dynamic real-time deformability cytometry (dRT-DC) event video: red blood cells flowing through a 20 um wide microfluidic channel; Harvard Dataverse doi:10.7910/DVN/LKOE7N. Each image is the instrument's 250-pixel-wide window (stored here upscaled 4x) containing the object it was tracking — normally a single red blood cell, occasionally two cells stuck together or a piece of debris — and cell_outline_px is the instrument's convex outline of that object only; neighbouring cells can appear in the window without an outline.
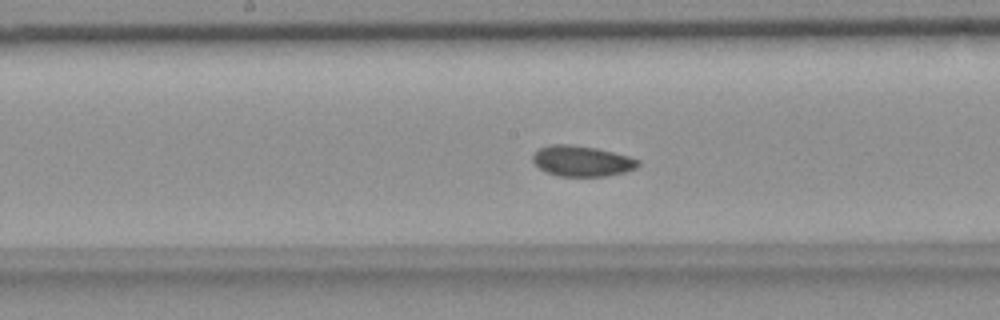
{"species": "common noctule bat (a hibernating species)", "species_latin": "Nyctalus noctula", "temperature_condition": "room temperature", "stored_images_in_passage": 38, "camera_frame_rate_fps": 3000, "um_per_image_px": 0.085, "animal": {"sex": "female", "body_mass_g": 18.4}, "frame": {"image": 1, "passage_image": 11, "time_ms": 3.333, "image_size_px": [1000, 320], "cell_outline_px": [[640, 164], [636, 168], [624, 172], [604, 176], [560, 176], [548, 172], [540, 168], [532, 160], [532, 152], [548, 144], [572, 144], [596, 148], [628, 156], [640, 160]], "centroid_in_image_um": [49.44, 13.67], "position_along_channel_um": 198.8, "area_um2": 18.79}}
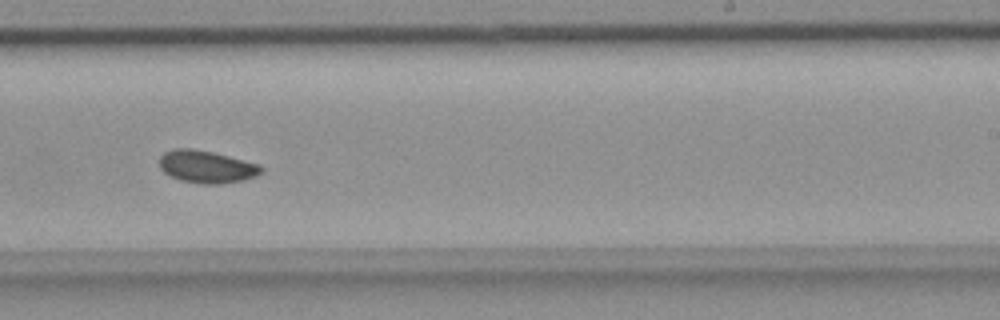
{"frame": {"image": 2, "passage_image": 17, "time_ms": 5.333, "image_size_px": [1000, 320], "cell_outline_px": [[264, 172], [256, 176], [244, 180], [220, 184], [204, 184], [180, 180], [164, 172], [160, 168], [160, 156], [164, 152], [172, 148], [192, 148], [212, 152], [260, 164], [264, 168]], "centroid_in_image_um": [17.58, 14.17], "position_along_channel_um": 271.4, "area_um2": 19.36}}
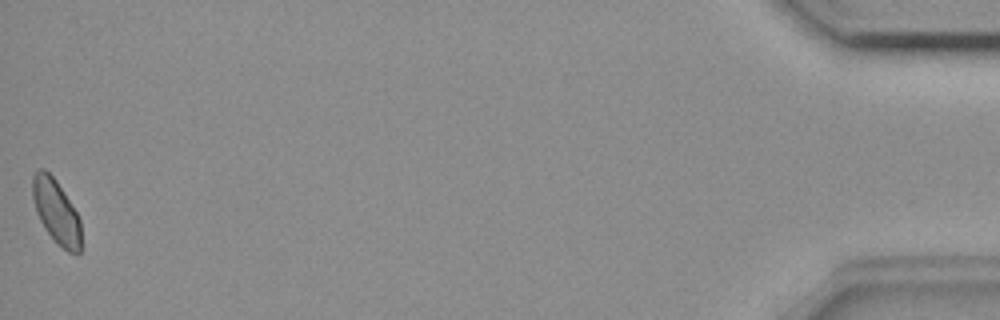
{"frame": {"image": 3, "passage_image": 38, "time_ms": 12.333, "image_size_px": [1000, 320], "cell_outline_px": [[80, 252], [68, 252], [44, 228], [36, 212], [32, 196], [32, 176], [40, 168], [44, 168], [56, 180], [76, 212], [80, 220]], "centroid_in_image_um": [4.75, 17.94], "position_along_channel_um": 430.5, "area_um2": 17.63}}